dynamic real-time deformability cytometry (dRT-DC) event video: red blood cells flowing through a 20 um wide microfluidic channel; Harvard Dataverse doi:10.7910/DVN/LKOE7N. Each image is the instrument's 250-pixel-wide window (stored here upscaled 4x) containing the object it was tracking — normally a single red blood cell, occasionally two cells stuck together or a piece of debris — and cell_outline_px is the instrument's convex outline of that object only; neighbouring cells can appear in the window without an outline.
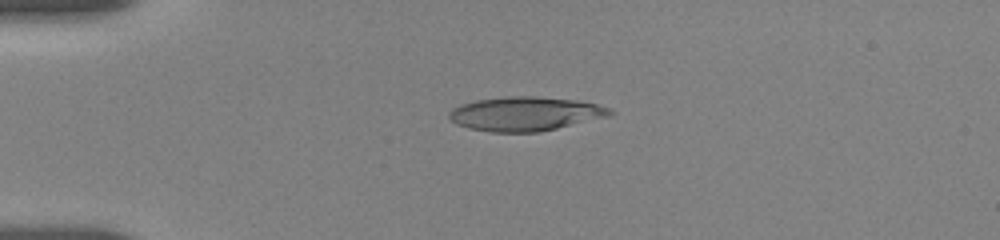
{"species": "human", "species_latin": "Homo sapiens", "temperature_condition": "room temperature", "stored_images_in_passage": 14, "camera_frame_rate_fps": 3000, "um_per_image_px": 0.085, "donor": {"sex": "female"}, "frame": {"image": 1, "passage_image": 6, "time_ms": 4.0, "image_size_px": [1000, 240], "cell_outline_px": [[612, 116], [540, 132], [492, 132], [468, 128], [456, 124], [448, 120], [448, 112], [452, 108], [460, 104], [476, 100], [504, 96], [536, 96], [576, 100], [596, 104], [608, 108], [612, 112]], "centroid_in_image_um": [44.61, 9.67], "position_along_channel_um": 40.4, "area_um2": 32.25}}
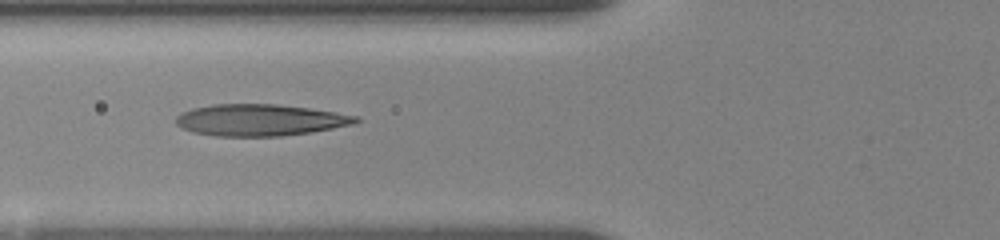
{"frame": {"image": 2, "passage_image": 12, "time_ms": 6.667, "image_size_px": [1000, 240], "cell_outline_px": [[360, 120], [352, 124], [332, 128], [308, 132], [280, 136], [216, 136], [192, 132], [180, 128], [176, 124], [176, 116], [180, 112], [192, 108], [212, 104], [276, 104], [308, 108], [356, 116]], "centroid_in_image_um": [22.0, 10.2], "position_along_channel_um": 103.8, "area_um2": 32.95}}
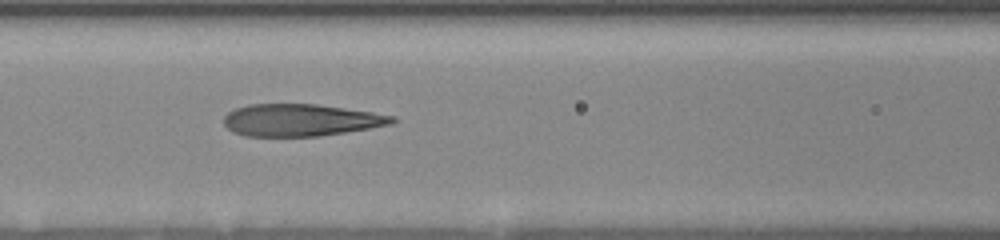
{"frame": {"image": 3, "passage_image": 13, "time_ms": 7.667, "image_size_px": [1000, 240], "cell_outline_px": [[396, 120], [392, 124], [320, 136], [244, 136], [232, 132], [224, 124], [224, 116], [228, 112], [236, 108], [248, 104], [316, 104], [372, 112], [396, 116]], "centroid_in_image_um": [25.54, 10.2], "position_along_channel_um": 141.1, "area_um2": 31.44}}